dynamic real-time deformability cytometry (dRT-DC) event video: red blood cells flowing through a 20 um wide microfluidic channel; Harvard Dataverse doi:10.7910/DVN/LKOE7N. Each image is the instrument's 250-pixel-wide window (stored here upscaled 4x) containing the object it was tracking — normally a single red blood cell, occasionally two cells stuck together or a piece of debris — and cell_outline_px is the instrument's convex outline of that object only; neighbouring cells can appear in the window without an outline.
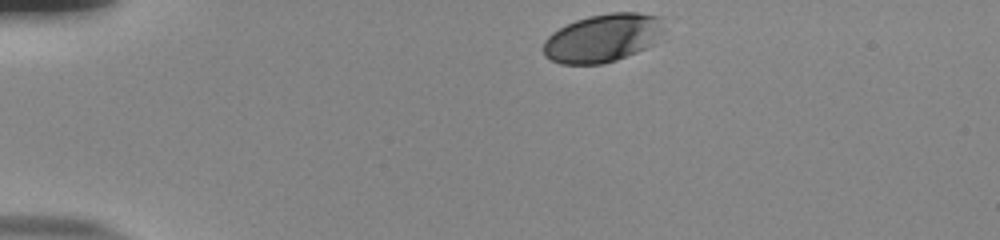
{"species": "human", "species_latin": "Homo sapiens", "temperature_condition": "room temperature", "stored_images_in_passage": 36, "camera_frame_rate_fps": 3000, "um_per_image_px": 0.085, "donor": {"sex": "male"}, "frame": {"image": 1, "passage_image": 1, "time_ms": 0.0, "image_size_px": [1000, 240], "cell_outline_px": [[668, 28], [656, 44], [616, 60], [604, 64], [560, 64], [544, 56], [544, 40], [552, 32], [576, 20], [588, 16], [608, 12], [636, 12], [664, 16]], "centroid_in_image_um": [51.35, 3.2], "position_along_channel_um": 33.7, "area_um2": 34.74}}
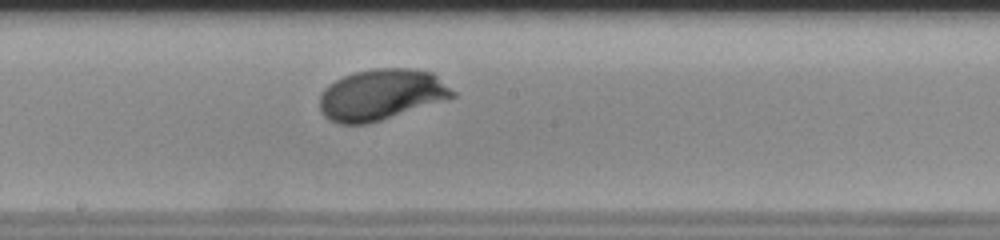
{"frame": {"image": 2, "passage_image": 21, "time_ms": 6.667, "image_size_px": [1000, 240], "cell_outline_px": [[456, 96], [368, 124], [340, 124], [328, 120], [320, 112], [320, 96], [324, 88], [328, 84], [344, 76], [356, 72], [376, 68], [412, 68], [432, 72], [456, 92]], "centroid_in_image_um": [32.38, 8.04], "position_along_channel_um": 215.8, "area_um2": 39.36}}
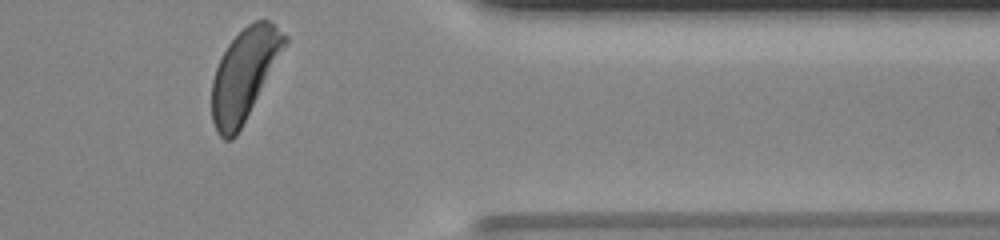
{"frame": {"image": 3, "passage_image": 36, "time_ms": 11.667, "image_size_px": [1000, 240], "cell_outline_px": [[288, 40], [236, 136], [232, 140], [224, 140], [216, 132], [212, 120], [212, 80], [216, 68], [228, 44], [248, 24], [256, 20], [268, 20], [288, 36]], "centroid_in_image_um": [20.73, 6.34], "position_along_channel_um": 390.7, "area_um2": 37.69}, "authors_computed_cell_mechanics": {"area_um2": 37.6567, "velocity_mm_per_s": 3.7545, "shape_relaxation_time_tau1_ms": 2.4188, "shape_relaxation_time_tau2_ms": null, "deformation_change_tau1": 0.1408, "deformation_change_tau2": null}}